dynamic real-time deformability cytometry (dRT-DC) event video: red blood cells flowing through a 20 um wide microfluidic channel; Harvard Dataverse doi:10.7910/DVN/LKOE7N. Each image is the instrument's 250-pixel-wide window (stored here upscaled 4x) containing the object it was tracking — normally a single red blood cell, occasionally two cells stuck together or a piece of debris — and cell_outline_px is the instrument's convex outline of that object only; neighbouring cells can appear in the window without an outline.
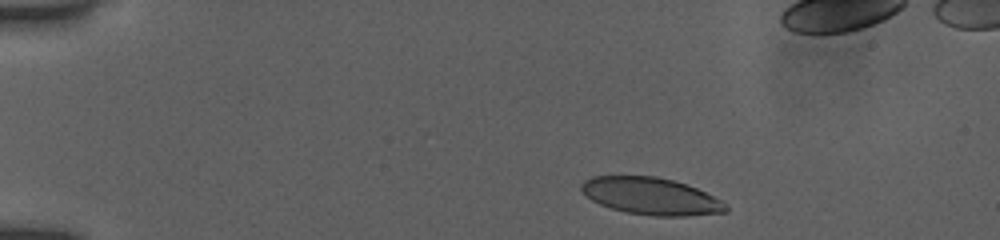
{"species": "human", "species_latin": "Homo sapiens", "temperature_condition": "room temperature", "stored_images_in_passage": 12, "camera_frame_rate_fps": 3000, "um_per_image_px": 0.085, "donor": {"sex": "female"}, "frame": {"image": 1, "passage_image": 3, "time_ms": 0.667, "image_size_px": [1000, 240], "cell_outline_px": [[728, 212], [688, 216], [652, 216], [628, 212], [612, 208], [600, 204], [592, 200], [580, 188], [580, 184], [584, 180], [592, 176], [656, 176], [672, 180], [696, 188], [720, 200], [728, 208]], "centroid_in_image_um": [55.32, 16.67], "position_along_channel_um": 29.7, "area_um2": 30.92}}